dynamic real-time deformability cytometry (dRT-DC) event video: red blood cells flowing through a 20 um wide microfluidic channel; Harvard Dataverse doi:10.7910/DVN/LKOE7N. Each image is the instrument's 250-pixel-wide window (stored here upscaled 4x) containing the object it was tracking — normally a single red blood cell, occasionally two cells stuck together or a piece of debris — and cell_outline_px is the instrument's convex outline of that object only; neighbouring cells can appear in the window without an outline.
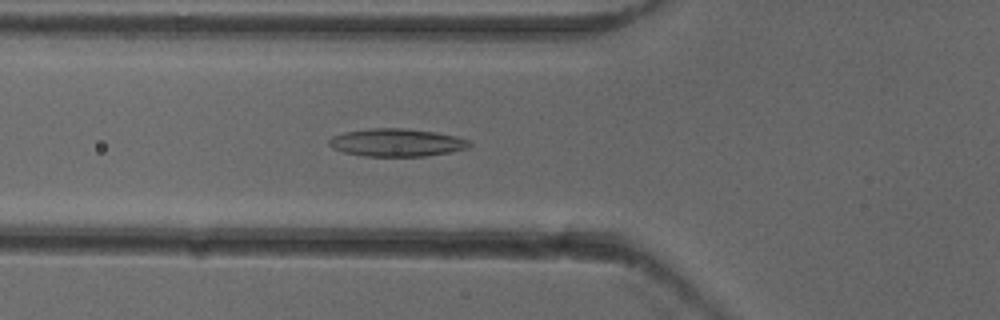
{"species": "common noctule bat (a hibernating species)", "species_latin": "Nyctalus noctula", "temperature_condition": "cold", "stored_images_in_passage": 47, "camera_frame_rate_fps": 3000, "um_per_image_px": 0.085, "animal": {"sex": "female"}, "frame": {"image": 1, "passage_image": 14, "time_ms": 4.333, "image_size_px": [1000, 320], "cell_outline_px": [[472, 144], [468, 148], [448, 152], [424, 156], [364, 156], [344, 152], [332, 148], [328, 144], [328, 140], [332, 136], [344, 132], [368, 128], [404, 128], [432, 132], [456, 136], [468, 140]], "centroid_in_image_um": [33.67, 12.11], "position_along_channel_um": 92.1, "area_um2": 22.66}}
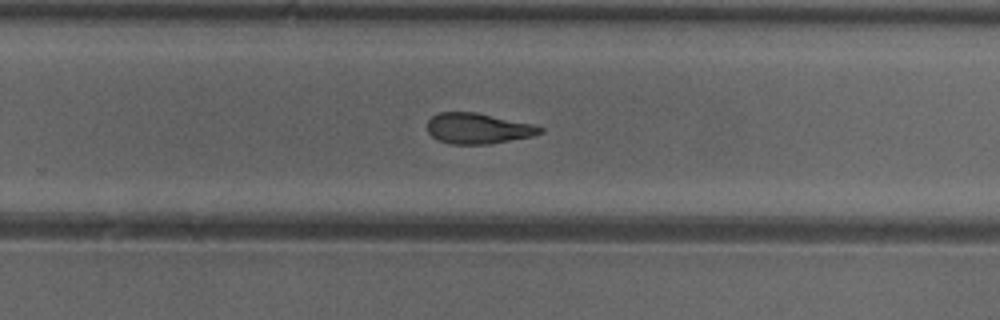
{"frame": {"image": 2, "passage_image": 29, "time_ms": 9.333, "image_size_px": [1000, 320], "cell_outline_px": [[544, 132], [532, 136], [488, 144], [452, 144], [440, 140], [432, 136], [428, 132], [428, 120], [432, 116], [440, 112], [476, 112], [532, 124], [544, 128]], "centroid_in_image_um": [40.63, 10.91], "position_along_channel_um": 289.2, "area_um2": 19.94}}
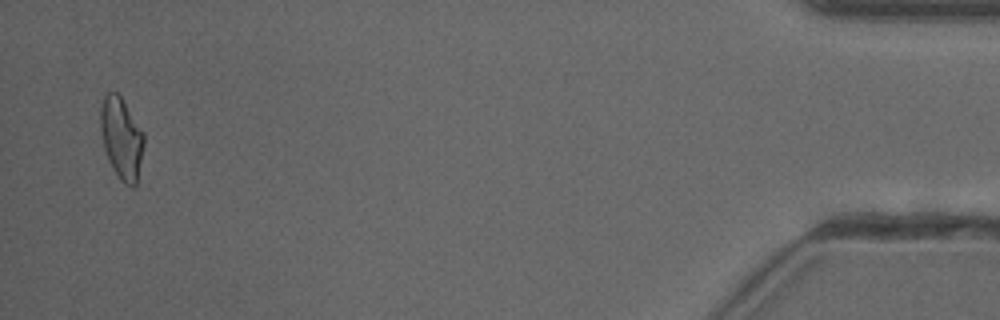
{"frame": {"image": 3, "passage_image": 46, "time_ms": 15.0, "image_size_px": [1000, 320], "cell_outline_px": [[144, 144], [136, 184], [132, 188], [124, 184], [120, 180], [112, 168], [104, 148], [100, 132], [100, 108], [104, 96], [108, 92], [116, 92], [120, 96], [144, 132]], "centroid_in_image_um": [10.32, 11.76], "position_along_channel_um": 424.9, "area_um2": 20.63}, "authors_computed_cell_mechanics": {"area_um2": 21.0392, "velocity_mm_per_s": 3.9298, "shape_relaxation_time_tau1_ms": 8.0252, "shape_relaxation_time_tau2_ms": 4.8567, "deformation_change_tau1": 0.227, "deformation_change_tau2": 0.1533}}